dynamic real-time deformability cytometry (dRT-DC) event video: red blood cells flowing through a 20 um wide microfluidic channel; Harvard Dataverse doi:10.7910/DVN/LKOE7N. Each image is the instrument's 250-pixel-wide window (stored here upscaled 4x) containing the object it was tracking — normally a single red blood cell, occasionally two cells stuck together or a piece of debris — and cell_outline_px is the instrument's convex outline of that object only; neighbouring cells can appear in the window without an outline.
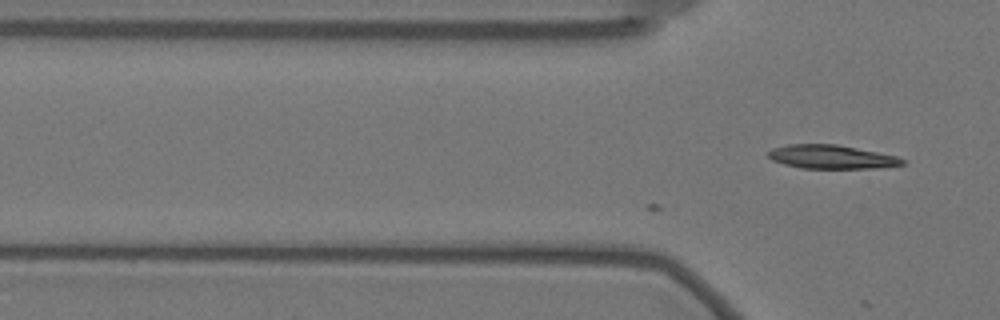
{"species": "Egyptian fruit bat (a non-hibernating species)", "species_latin": "Rousettus aegyptiacus", "temperature_condition": "warm", "stored_images_in_passage": 16, "camera_frame_rate_fps": 3000, "um_per_image_px": 0.085, "animal": {"sex": "female"}, "frame": {"image": 1, "passage_image": 16, "time_ms": 5.0, "image_size_px": [1000, 320], "cell_outline_px": [[904, 164], [876, 168], [800, 168], [784, 164], [772, 160], [768, 156], [768, 152], [772, 148], [788, 144], [836, 144], [896, 156], [904, 160]], "centroid_in_image_um": [70.62, 13.33], "position_along_channel_um": 55.2, "area_um2": 18.32}}